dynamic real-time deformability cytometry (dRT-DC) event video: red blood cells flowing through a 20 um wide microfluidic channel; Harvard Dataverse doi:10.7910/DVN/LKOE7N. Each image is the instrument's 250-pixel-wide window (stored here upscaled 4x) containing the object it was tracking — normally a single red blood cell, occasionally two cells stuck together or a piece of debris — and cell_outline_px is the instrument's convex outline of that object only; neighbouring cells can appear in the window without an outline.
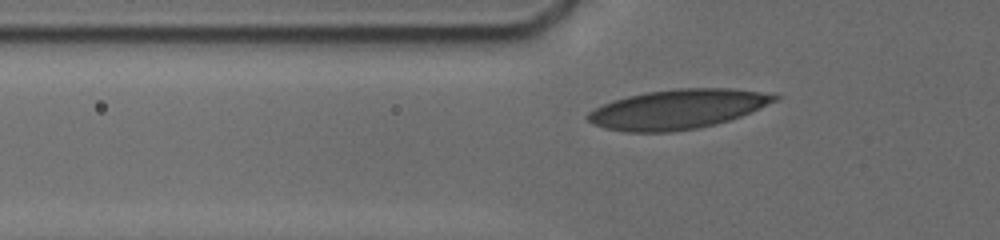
{"species": "human", "species_latin": "Homo sapiens", "temperature_condition": "cold", "stored_images_in_passage": 56, "camera_frame_rate_fps": 3000, "um_per_image_px": 0.085, "donor": {"sex": "male"}, "frame": {"image": 1, "passage_image": 12, "time_ms": 3.333, "image_size_px": [1000, 240], "cell_outline_px": [[780, 96], [776, 100], [740, 116], [716, 124], [696, 128], [672, 132], [624, 132], [604, 128], [592, 124], [588, 120], [588, 112], [612, 100], [628, 96], [648, 92], [676, 88], [732, 88], [760, 92]], "centroid_in_image_um": [57.54, 9.28], "position_along_channel_um": 68.3, "area_um2": 42.6}}
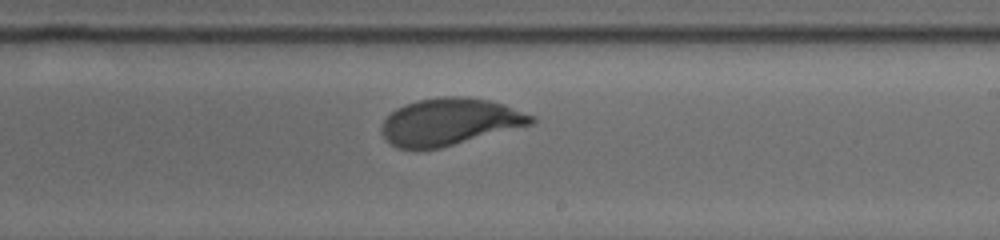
{"frame": {"image": 2, "passage_image": 30, "time_ms": 8.333, "image_size_px": [1000, 240], "cell_outline_px": [[536, 120], [532, 124], [440, 148], [400, 148], [392, 144], [384, 136], [380, 128], [384, 120], [396, 108], [404, 104], [416, 100], [440, 96], [464, 96], [488, 100], [504, 104], [536, 116]], "centroid_in_image_um": [38.24, 10.32], "position_along_channel_um": 250.8, "area_um2": 40.75}}
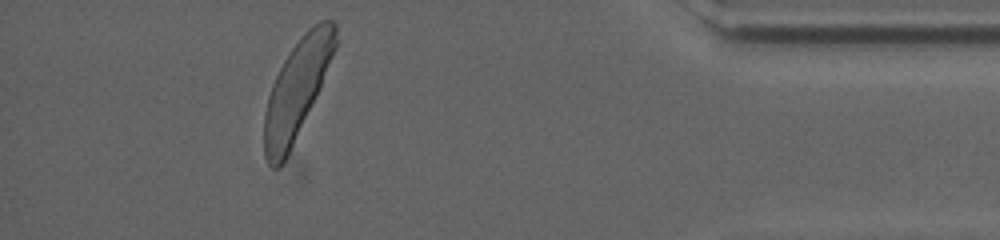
{"frame": {"image": 3, "passage_image": 49, "time_ms": 13.667, "image_size_px": [1000, 240], "cell_outline_px": [[336, 48], [316, 96], [284, 160], [276, 168], [272, 168], [268, 164], [264, 156], [264, 116], [268, 96], [272, 84], [284, 60], [292, 48], [304, 32], [308, 28], [320, 20], [332, 20], [336, 24]], "centroid_in_image_um": [25.22, 7.56], "position_along_channel_um": 410.0, "area_um2": 39.94}, "authors_computed_cell_mechanics": {"area_um2": 40.749, "velocity_mm_per_s": 3.7301, "shape_relaxation_time_tau1_ms": 2.3957, "shape_relaxation_time_tau2_ms": null, "deformation_change_tau1": 0.153, "deformation_change_tau2": null}}